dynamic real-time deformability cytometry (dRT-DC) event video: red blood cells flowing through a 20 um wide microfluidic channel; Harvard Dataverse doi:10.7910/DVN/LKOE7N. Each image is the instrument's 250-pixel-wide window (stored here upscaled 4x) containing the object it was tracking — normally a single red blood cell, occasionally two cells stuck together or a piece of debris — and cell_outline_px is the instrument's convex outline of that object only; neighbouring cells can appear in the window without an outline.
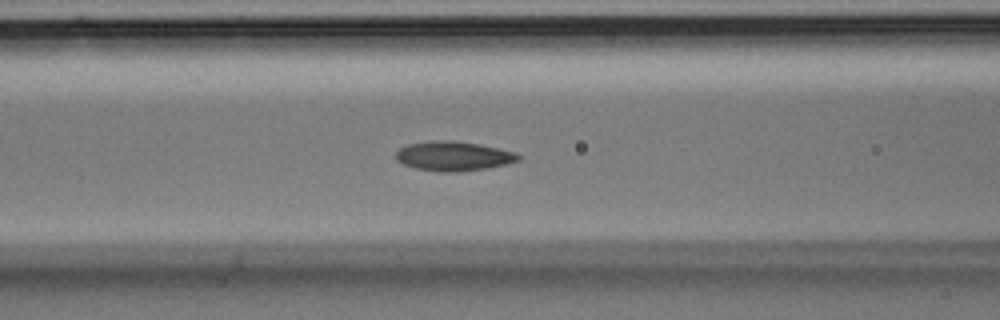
{"species": "Egyptian fruit bat (a non-hibernating species)", "species_latin": "Rousettus aegyptiacus", "temperature_condition": "room temperature", "stored_images_in_passage": 38, "camera_frame_rate_fps": 3000, "um_per_image_px": 0.085, "animal": {"sex": "male"}, "frame": {"image": 1, "passage_image": 15, "time_ms": 4.667, "image_size_px": [1000, 320], "cell_outline_px": [[520, 160], [488, 168], [456, 172], [440, 172], [416, 168], [404, 164], [396, 160], [396, 152], [400, 148], [408, 144], [432, 140], [452, 140], [480, 144], [516, 152], [520, 156]], "centroid_in_image_um": [38.54, 13.26], "position_along_channel_um": 128.1, "area_um2": 21.04}}
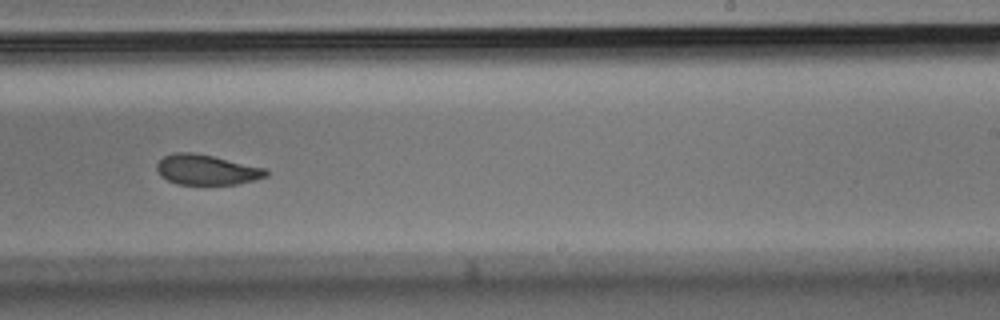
{"frame": {"image": 2, "passage_image": 23, "time_ms": 7.333, "image_size_px": [1000, 320], "cell_outline_px": [[268, 176], [236, 184], [176, 184], [160, 176], [156, 168], [156, 164], [164, 156], [172, 152], [192, 152], [212, 156], [268, 168]], "centroid_in_image_um": [17.55, 14.42], "position_along_channel_um": 271.4, "area_um2": 19.25}}
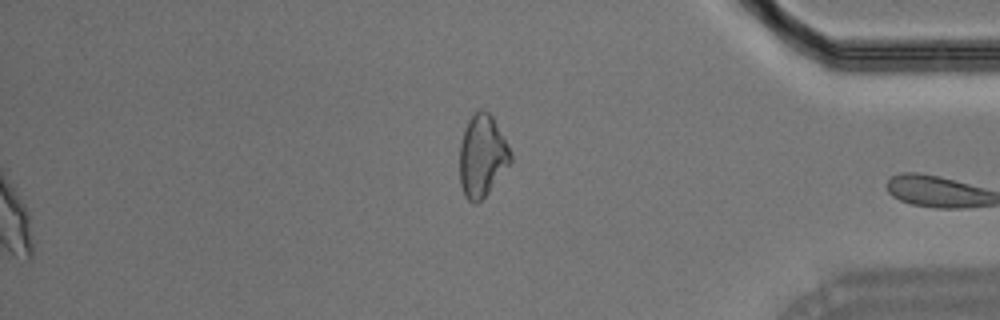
{"frame": {"image": 3, "passage_image": 38, "time_ms": 12.333, "image_size_px": [1000, 320], "cell_outline_px": [[512, 160], [488, 192], [476, 204], [472, 204], [464, 196], [460, 184], [460, 144], [468, 120], [480, 108], [488, 112], [492, 116], [512, 152]], "centroid_in_image_um": [40.98, 13.26], "position_along_channel_um": 394.2, "area_um2": 24.1}}